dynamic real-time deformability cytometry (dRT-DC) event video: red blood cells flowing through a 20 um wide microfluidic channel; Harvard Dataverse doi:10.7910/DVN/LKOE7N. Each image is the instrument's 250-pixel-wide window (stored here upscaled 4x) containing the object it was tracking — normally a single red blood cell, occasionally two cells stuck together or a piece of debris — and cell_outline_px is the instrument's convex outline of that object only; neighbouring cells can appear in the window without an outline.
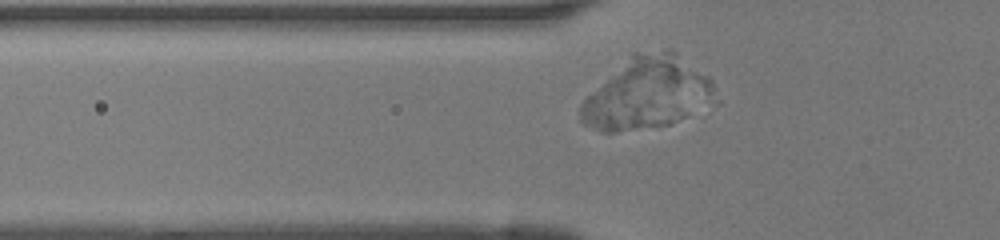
{"species": "human", "species_latin": "Homo sapiens", "temperature_condition": "room temperature", "stored_images_in_passage": 34, "camera_frame_rate_fps": 3000, "um_per_image_px": 0.085, "donor": {"sex": "female"}, "frame": {"image": 1, "passage_image": 4, "time_ms": 1.0, "image_size_px": [1000, 240], "cell_outline_px": [[716, 88], [712, 92], [684, 116], [668, 124], [616, 132], [600, 132], [584, 124], [580, 120], [580, 104], [632, 52], [668, 48], [672, 48], [708, 76], [712, 80]], "centroid_in_image_um": [54.91, 7.86], "position_along_channel_um": 70.9, "area_um2": 54.68}}
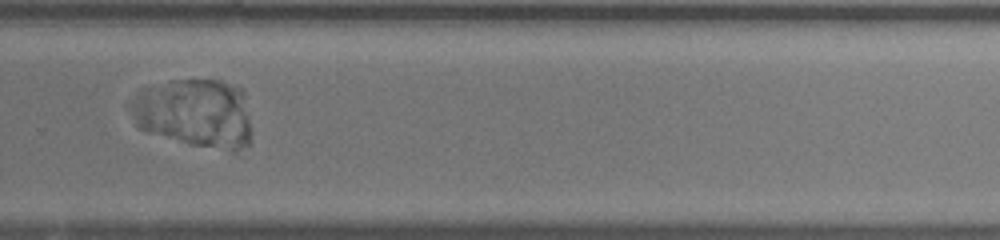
{"frame": {"image": 2, "passage_image": 21, "time_ms": 6.667, "image_size_px": [1000, 240], "cell_outline_px": [[252, 132], [248, 144], [236, 156], [148, 132], [140, 128], [136, 124], [132, 112], [136, 92], [144, 88], [172, 80], [220, 80], [236, 84], [244, 92]], "centroid_in_image_um": [16.66, 9.66], "position_along_channel_um": 313.1, "area_um2": 49.19}}
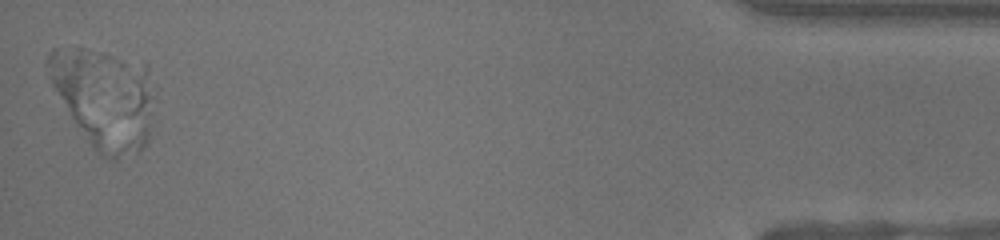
{"frame": {"image": 3, "passage_image": 34, "time_ms": 11.0, "image_size_px": [1000, 240], "cell_outline_px": [[148, 140], [136, 152], [116, 160], [112, 160], [104, 156], [92, 148], [76, 124], [52, 84], [44, 64], [48, 52], [52, 48], [80, 48], [104, 52], [148, 64]], "centroid_in_image_um": [8.77, 8.31], "position_along_channel_um": 426.4, "area_um2": 60.23}}